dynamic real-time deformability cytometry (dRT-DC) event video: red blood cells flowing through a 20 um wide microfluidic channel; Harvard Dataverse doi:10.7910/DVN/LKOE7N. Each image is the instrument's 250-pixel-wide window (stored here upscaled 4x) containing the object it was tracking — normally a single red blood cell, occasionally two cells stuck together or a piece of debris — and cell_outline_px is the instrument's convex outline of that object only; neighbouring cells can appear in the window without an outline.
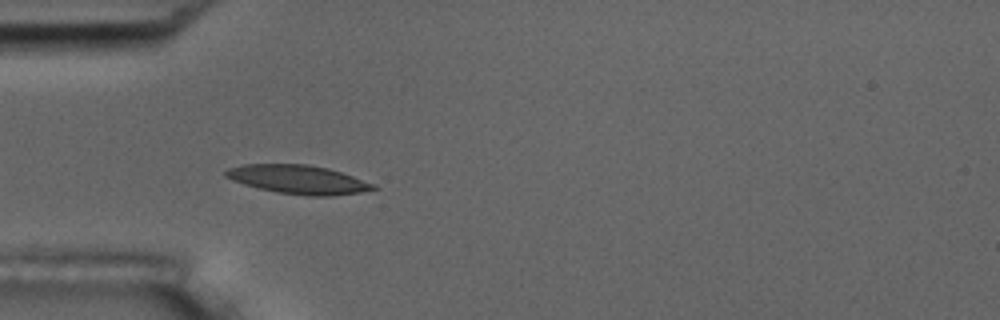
{"species": "common noctule bat (a hibernating species)", "species_latin": "Nyctalus noctula", "temperature_condition": "room temperature", "stored_images_in_passage": 24, "camera_frame_rate_fps": 3000, "um_per_image_px": 0.085, "animal": {"sex": "male", "body_mass_g": 17.5, "forearm_length_mm": 52.3}, "frame": {"image": 1, "passage_image": 4, "time_ms": 1.0, "image_size_px": [1000, 320], "cell_outline_px": [[380, 188], [360, 192], [332, 196], [308, 196], [276, 192], [244, 184], [232, 180], [224, 176], [224, 172], [228, 168], [244, 164], [308, 164], [328, 168], [376, 184]], "centroid_in_image_um": [25.36, 15.26], "position_along_channel_um": 59.6, "area_um2": 24.74}}
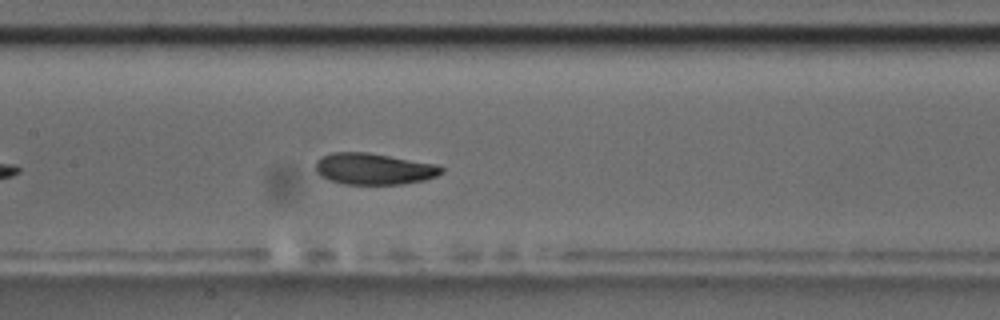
{"frame": {"image": 2, "passage_image": 14, "time_ms": 4.333, "image_size_px": [1000, 320], "cell_outline_px": [[444, 172], [436, 176], [424, 180], [404, 184], [344, 184], [328, 180], [320, 176], [316, 172], [316, 160], [320, 156], [332, 152], [368, 152], [436, 164], [444, 168]], "centroid_in_image_um": [31.75, 14.35], "position_along_channel_um": 175.6, "area_um2": 23.24}}
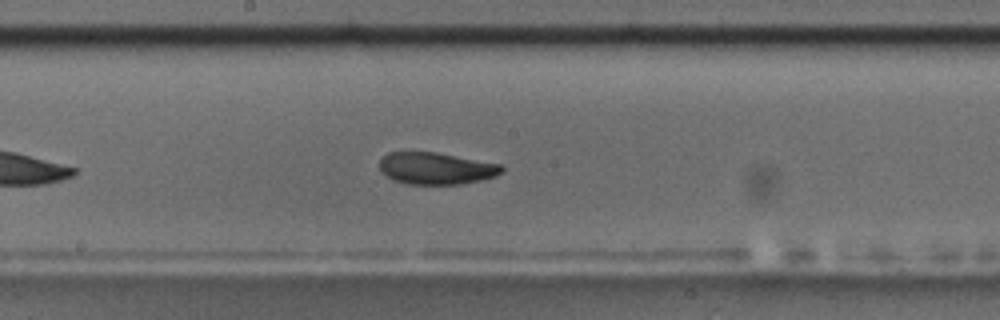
{"frame": {"image": 3, "passage_image": 17, "time_ms": 5.333, "image_size_px": [1000, 320], "cell_outline_px": [[504, 172], [496, 176], [480, 180], [460, 184], [408, 184], [392, 180], [380, 172], [380, 160], [388, 152], [436, 152], [500, 164], [504, 168]], "centroid_in_image_um": [37.06, 14.31], "position_along_channel_um": 211.1, "area_um2": 22.77}}